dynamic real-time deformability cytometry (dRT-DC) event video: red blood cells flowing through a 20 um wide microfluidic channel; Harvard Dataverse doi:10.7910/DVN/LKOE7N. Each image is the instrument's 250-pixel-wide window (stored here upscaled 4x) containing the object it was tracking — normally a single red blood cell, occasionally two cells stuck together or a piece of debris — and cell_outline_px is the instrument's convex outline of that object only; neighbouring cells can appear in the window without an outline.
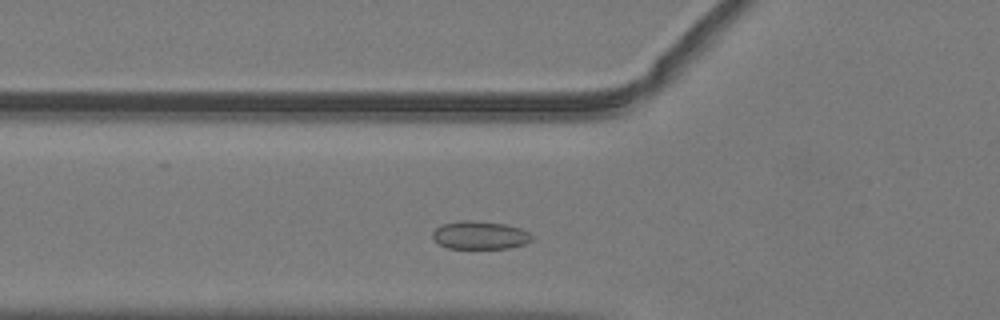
{"species": "common noctule bat (a hibernating species)", "species_latin": "Nyctalus noctula", "temperature_condition": "warm", "stored_images_in_passage": 38, "camera_frame_rate_fps": 3000, "um_per_image_px": 0.085, "animal": {"sex": "male", "body_mass_g": 19.2, "forearm_length_mm": 51.8}, "frame": {"image": 1, "passage_image": 5, "time_ms": 1.333, "image_size_px": [1000, 320], "cell_outline_px": [[532, 240], [524, 244], [508, 248], [448, 248], [440, 244], [432, 236], [432, 232], [436, 228], [444, 224], [464, 220], [472, 220], [504, 224], [520, 228], [528, 232], [532, 236]], "centroid_in_image_um": [40.8, 19.99], "position_along_channel_um": 85.0, "area_um2": 16.01}}
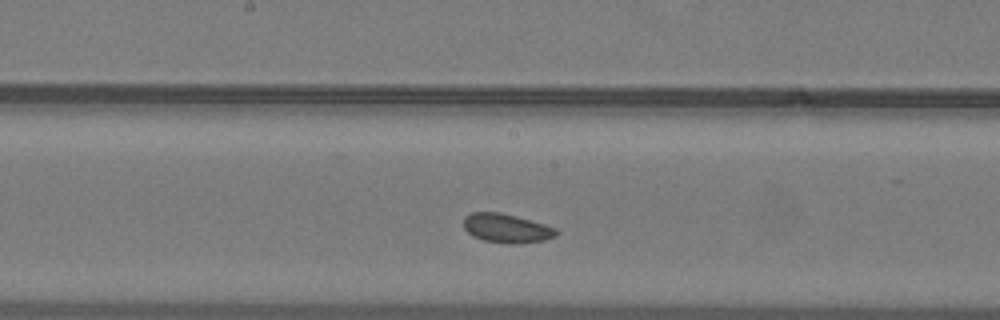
{"frame": {"image": 2, "passage_image": 14, "time_ms": 4.333, "image_size_px": [1000, 320], "cell_outline_px": [[560, 232], [556, 236], [544, 240], [512, 244], [508, 244], [484, 240], [472, 236], [464, 228], [464, 216], [472, 212], [500, 212], [516, 216], [544, 224], [556, 228]], "centroid_in_image_um": [43.06, 19.4], "position_along_channel_um": 205.1, "area_um2": 15.66}}
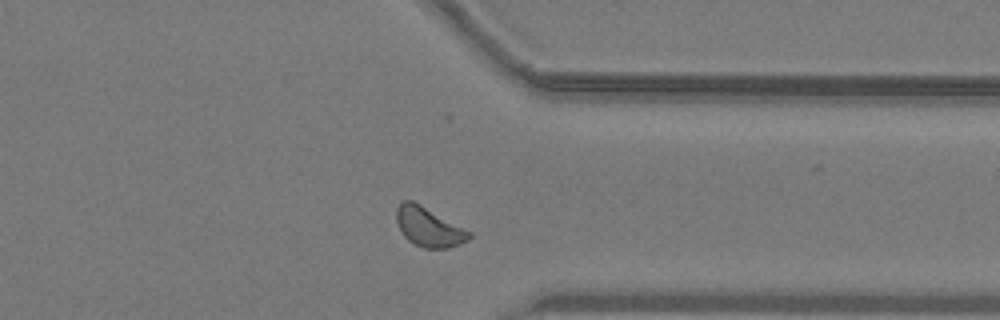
{"frame": {"image": 3, "passage_image": 27, "time_ms": 8.667, "image_size_px": [1000, 320], "cell_outline_px": [[472, 236], [468, 240], [460, 244], [448, 248], [424, 248], [408, 240], [404, 236], [396, 220], [396, 208], [404, 200], [412, 200], [420, 204], [472, 232]], "centroid_in_image_um": [36.46, 19.29], "position_along_channel_um": 374.9, "area_um2": 16.53}, "authors_computed_cell_mechanics": {"area_um2": 15.8372, "velocity_mm_per_s": 3.9847, "shape_relaxation_time_tau1_ms": null, "shape_relaxation_time_tau2_ms": 3.1032, "deformation_change_tau1": null, "deformation_change_tau2": 0.0654}}